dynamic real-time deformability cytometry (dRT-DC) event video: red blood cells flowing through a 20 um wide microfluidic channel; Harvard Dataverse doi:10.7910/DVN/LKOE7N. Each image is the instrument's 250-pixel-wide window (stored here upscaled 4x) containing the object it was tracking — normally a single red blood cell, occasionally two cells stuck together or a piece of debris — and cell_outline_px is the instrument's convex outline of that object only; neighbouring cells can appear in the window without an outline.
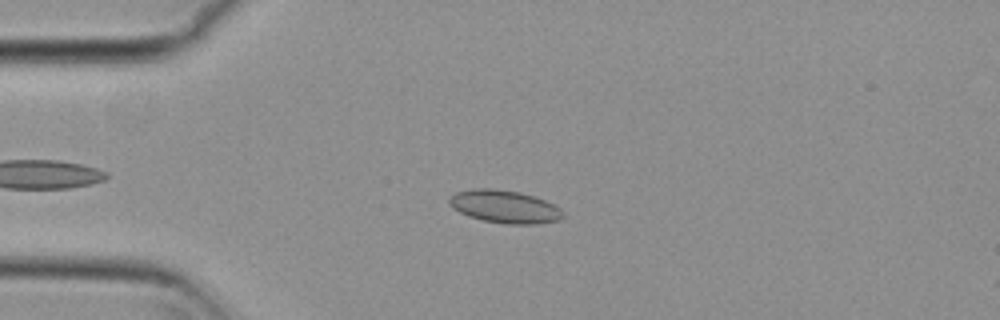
{"species": "common noctule bat (a hibernating species)", "species_latin": "Nyctalus noctula", "temperature_condition": "cold", "stored_images_in_passage": 51, "camera_frame_rate_fps": 3000, "um_per_image_px": 0.085, "animal": {"sex": "female", "body_mass_g": 29.2, "forearm_length_mm": 56.3}, "frame": {"image": 1, "passage_image": 10, "time_ms": 3.0, "image_size_px": [1000, 320], "cell_outline_px": [[564, 216], [560, 220], [536, 224], [508, 224], [484, 220], [468, 216], [452, 208], [448, 204], [448, 200], [456, 192], [476, 188], [496, 188], [520, 192], [544, 200], [560, 208], [564, 212]], "centroid_in_image_um": [42.89, 17.56], "position_along_channel_um": 42.1, "area_um2": 21.73}}
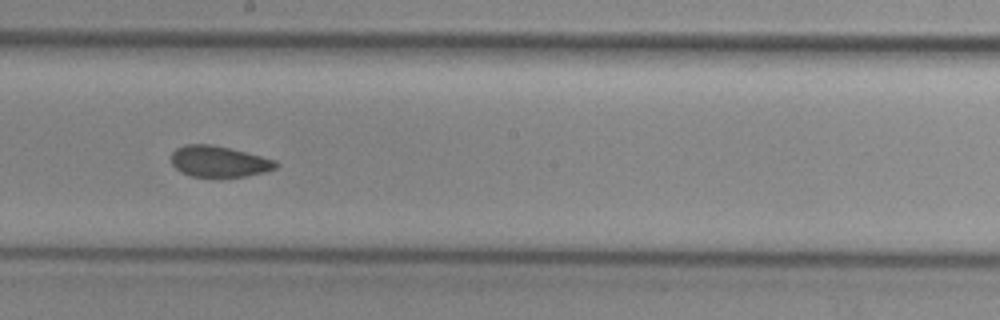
{"frame": {"image": 2, "passage_image": 27, "time_ms": 8.667, "image_size_px": [1000, 320], "cell_outline_px": [[280, 164], [276, 168], [264, 172], [244, 176], [192, 176], [180, 172], [172, 164], [172, 152], [176, 148], [184, 144], [212, 144], [276, 160]], "centroid_in_image_um": [18.6, 13.71], "position_along_channel_um": 229.6, "area_um2": 18.73}}
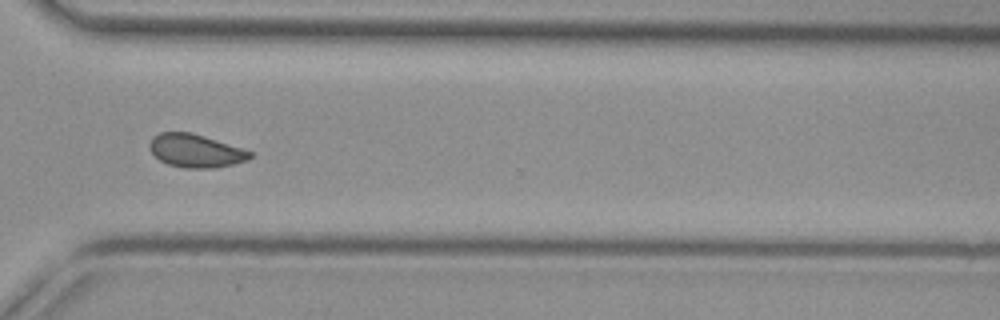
{"frame": {"image": 3, "passage_image": 37, "time_ms": 12.0, "image_size_px": [1000, 320], "cell_outline_px": [[252, 156], [248, 160], [216, 168], [184, 168], [168, 164], [160, 160], [148, 148], [148, 144], [152, 136], [160, 132], [192, 132], [244, 148], [252, 152]], "centroid_in_image_um": [16.62, 12.81], "position_along_channel_um": 354.0, "area_um2": 19.65}, "authors_computed_cell_mechanics": {"area_um2": 19.652, "velocity_mm_per_s": 3.7291, "shape_relaxation_time_tau1_ms": null, "shape_relaxation_time_tau2_ms": 1.2948, "deformation_change_tau1": null, "deformation_change_tau2": 0.05}}